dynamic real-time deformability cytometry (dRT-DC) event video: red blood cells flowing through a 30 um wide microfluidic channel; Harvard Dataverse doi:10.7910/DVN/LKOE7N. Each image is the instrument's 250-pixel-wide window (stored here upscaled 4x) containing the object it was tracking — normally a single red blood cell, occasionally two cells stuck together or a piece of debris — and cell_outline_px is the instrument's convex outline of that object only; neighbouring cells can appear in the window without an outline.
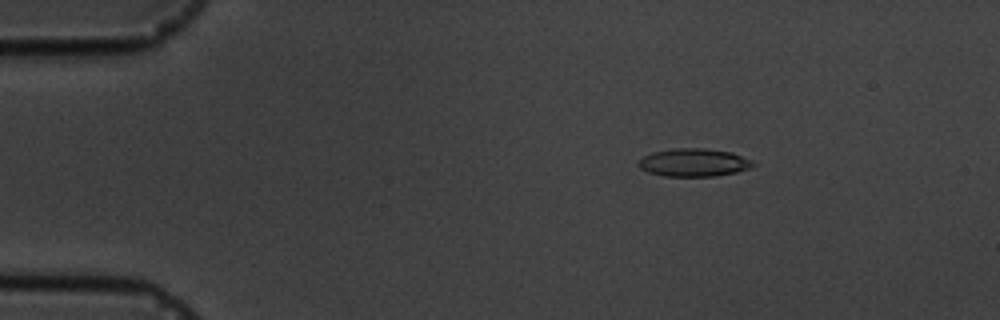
{"species": "common noctule bat (a hibernating species)", "species_latin": "Nyctalus noctula", "temperature_condition": "cold", "stored_images_in_passage": 5, "camera_frame_rate_fps": 3000, "um_per_image_px": 0.085, "animal": {"sex": "male", "body_mass_g": 19.5, "forearm_length_mm": 54.6}, "frame": {"image": 1, "passage_image": 3, "time_ms": 2.333, "image_size_px": [1000, 320], "cell_outline_px": [[756, 164], [748, 168], [736, 172], [716, 176], [664, 176], [648, 172], [640, 168], [636, 164], [644, 156], [652, 152], [676, 148], [704, 148], [732, 152], [752, 160]], "centroid_in_image_um": [58.97, 13.81], "position_along_channel_um": 26.0, "area_um2": 18.67}}